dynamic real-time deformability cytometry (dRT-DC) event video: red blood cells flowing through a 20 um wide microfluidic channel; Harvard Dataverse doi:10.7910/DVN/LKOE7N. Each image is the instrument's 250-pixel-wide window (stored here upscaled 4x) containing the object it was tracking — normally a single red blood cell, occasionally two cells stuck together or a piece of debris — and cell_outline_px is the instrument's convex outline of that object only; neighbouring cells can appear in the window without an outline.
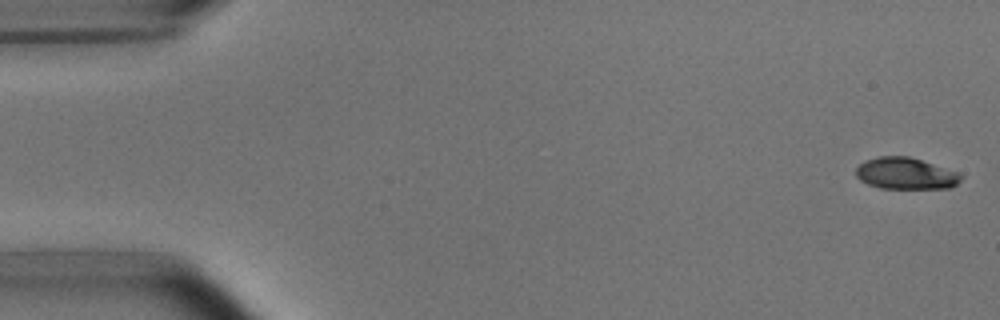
{"species": "common noctule bat (a hibernating species)", "species_latin": "Nyctalus noctula", "temperature_condition": "room temperature", "stored_images_in_passage": 6, "camera_frame_rate_fps": 3000, "um_per_image_px": 0.085, "animal": {"sex": "male", "body_mass_g": 15.6}, "frame": {"image": 1, "passage_image": 1, "time_ms": 0.0, "image_size_px": [1000, 320], "cell_outline_px": [[964, 176], [956, 184], [948, 188], [880, 188], [868, 184], [860, 180], [856, 176], [856, 168], [864, 160], [880, 156], [908, 156], [960, 172]], "centroid_in_image_um": [76.99, 14.74], "position_along_channel_um": 8.0, "area_um2": 19.36}}